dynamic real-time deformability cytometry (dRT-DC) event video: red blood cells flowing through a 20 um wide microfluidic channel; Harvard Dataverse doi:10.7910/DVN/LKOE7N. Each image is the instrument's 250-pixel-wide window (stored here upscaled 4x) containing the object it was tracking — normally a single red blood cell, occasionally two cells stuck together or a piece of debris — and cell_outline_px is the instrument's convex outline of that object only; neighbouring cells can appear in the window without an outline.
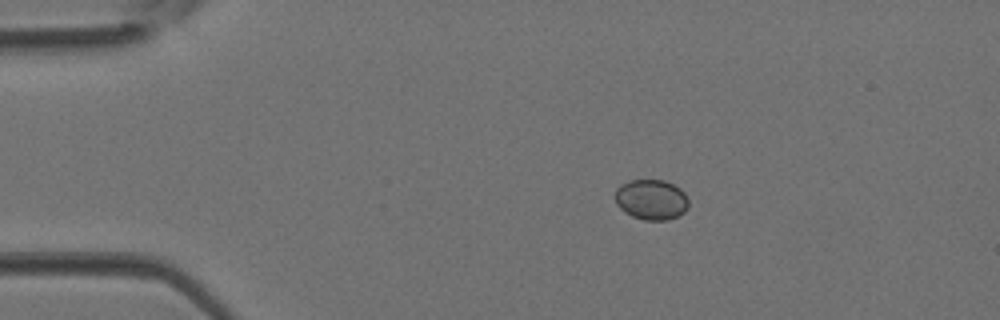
{"species": "Egyptian fruit bat (a non-hibernating species)", "species_latin": "Rousettus aegyptiacus", "temperature_condition": "room temperature", "stored_images_in_passage": 3, "camera_frame_rate_fps": 3000, "um_per_image_px": 0.085, "animal": {"sex": "female"}, "frame": {"image": 1, "passage_image": 1, "time_ms": 0.0, "image_size_px": [1000, 320], "cell_outline_px": [[688, 208], [684, 212], [668, 220], [644, 220], [632, 216], [624, 212], [616, 204], [616, 188], [620, 184], [628, 180], [664, 180], [680, 188], [684, 192], [688, 200]], "centroid_in_image_um": [55.35, 16.96], "position_along_channel_um": 29.6, "area_um2": 17.34}}
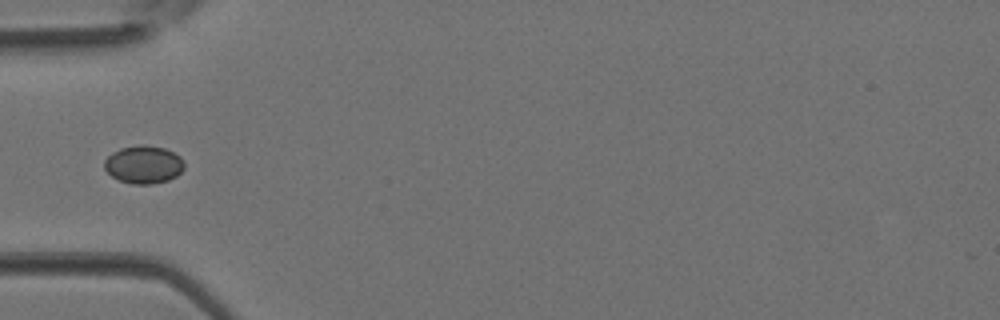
{"frame": {"image": 2, "passage_image": 3, "time_ms": 0.667, "image_size_px": [1000, 320], "cell_outline_px": [[184, 168], [176, 176], [168, 180], [152, 184], [132, 184], [120, 180], [112, 176], [104, 168], [104, 160], [112, 152], [120, 148], [140, 144], [144, 144], [164, 148], [180, 156], [184, 160]], "centroid_in_image_um": [12.21, 13.98], "position_along_channel_um": 72.8, "area_um2": 17.69}}